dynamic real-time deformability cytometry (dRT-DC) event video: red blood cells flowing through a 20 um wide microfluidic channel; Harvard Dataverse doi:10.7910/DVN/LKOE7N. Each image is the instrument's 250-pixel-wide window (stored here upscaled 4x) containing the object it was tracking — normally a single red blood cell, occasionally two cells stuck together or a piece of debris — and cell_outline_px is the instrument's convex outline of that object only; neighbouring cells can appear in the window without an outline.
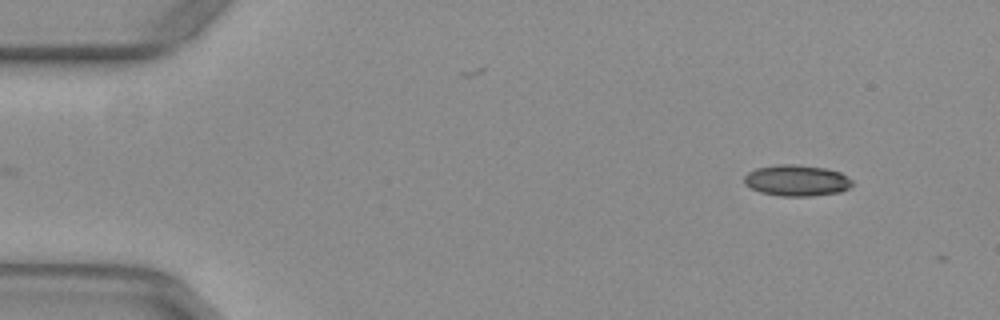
{"species": "common noctule bat (a hibernating species)", "species_latin": "Nyctalus noctula", "temperature_condition": "warm", "stored_images_in_passage": 3, "camera_frame_rate_fps": 3000, "um_per_image_px": 0.085, "animal": {"sex": "female", "body_mass_g": 29.2, "forearm_length_mm": 56.3}, "frame": {"image": 1, "passage_image": 1, "time_ms": 0.0, "image_size_px": [1000, 320], "cell_outline_px": [[852, 184], [848, 188], [840, 192], [812, 196], [780, 196], [760, 192], [744, 184], [744, 176], [748, 172], [756, 168], [776, 164], [796, 164], [824, 168], [840, 172], [852, 180]], "centroid_in_image_um": [67.69, 15.34], "position_along_channel_um": 17.3, "area_um2": 19.65}}